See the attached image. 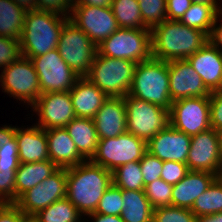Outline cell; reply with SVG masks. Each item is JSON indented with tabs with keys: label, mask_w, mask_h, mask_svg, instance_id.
Instances as JSON below:
<instances>
[{
	"label": "cell",
	"mask_w": 222,
	"mask_h": 222,
	"mask_svg": "<svg viewBox=\"0 0 222 222\" xmlns=\"http://www.w3.org/2000/svg\"><path fill=\"white\" fill-rule=\"evenodd\" d=\"M16 133V126H6L0 127V146L5 145L10 141Z\"/></svg>",
	"instance_id": "49"
},
{
	"label": "cell",
	"mask_w": 222,
	"mask_h": 222,
	"mask_svg": "<svg viewBox=\"0 0 222 222\" xmlns=\"http://www.w3.org/2000/svg\"><path fill=\"white\" fill-rule=\"evenodd\" d=\"M98 139L114 138L127 132L124 97H108L93 117Z\"/></svg>",
	"instance_id": "19"
},
{
	"label": "cell",
	"mask_w": 222,
	"mask_h": 222,
	"mask_svg": "<svg viewBox=\"0 0 222 222\" xmlns=\"http://www.w3.org/2000/svg\"><path fill=\"white\" fill-rule=\"evenodd\" d=\"M68 20L69 17L50 11H27L19 40L21 55L31 59L56 49Z\"/></svg>",
	"instance_id": "3"
},
{
	"label": "cell",
	"mask_w": 222,
	"mask_h": 222,
	"mask_svg": "<svg viewBox=\"0 0 222 222\" xmlns=\"http://www.w3.org/2000/svg\"><path fill=\"white\" fill-rule=\"evenodd\" d=\"M195 4H204L211 6L217 13L222 12V6H218V0H191Z\"/></svg>",
	"instance_id": "53"
},
{
	"label": "cell",
	"mask_w": 222,
	"mask_h": 222,
	"mask_svg": "<svg viewBox=\"0 0 222 222\" xmlns=\"http://www.w3.org/2000/svg\"><path fill=\"white\" fill-rule=\"evenodd\" d=\"M196 222H222V212L214 213L212 215L199 216Z\"/></svg>",
	"instance_id": "51"
},
{
	"label": "cell",
	"mask_w": 222,
	"mask_h": 222,
	"mask_svg": "<svg viewBox=\"0 0 222 222\" xmlns=\"http://www.w3.org/2000/svg\"><path fill=\"white\" fill-rule=\"evenodd\" d=\"M209 99L210 125L218 132L222 130V88L211 92Z\"/></svg>",
	"instance_id": "43"
},
{
	"label": "cell",
	"mask_w": 222,
	"mask_h": 222,
	"mask_svg": "<svg viewBox=\"0 0 222 222\" xmlns=\"http://www.w3.org/2000/svg\"><path fill=\"white\" fill-rule=\"evenodd\" d=\"M15 171L0 170V202H16Z\"/></svg>",
	"instance_id": "41"
},
{
	"label": "cell",
	"mask_w": 222,
	"mask_h": 222,
	"mask_svg": "<svg viewBox=\"0 0 222 222\" xmlns=\"http://www.w3.org/2000/svg\"><path fill=\"white\" fill-rule=\"evenodd\" d=\"M187 60L210 92L222 88V52L210 42L189 56Z\"/></svg>",
	"instance_id": "20"
},
{
	"label": "cell",
	"mask_w": 222,
	"mask_h": 222,
	"mask_svg": "<svg viewBox=\"0 0 222 222\" xmlns=\"http://www.w3.org/2000/svg\"><path fill=\"white\" fill-rule=\"evenodd\" d=\"M76 117L90 118L108 98L107 95L86 77H80L69 91Z\"/></svg>",
	"instance_id": "23"
},
{
	"label": "cell",
	"mask_w": 222,
	"mask_h": 222,
	"mask_svg": "<svg viewBox=\"0 0 222 222\" xmlns=\"http://www.w3.org/2000/svg\"><path fill=\"white\" fill-rule=\"evenodd\" d=\"M129 95L170 111L168 62L154 58L139 62Z\"/></svg>",
	"instance_id": "4"
},
{
	"label": "cell",
	"mask_w": 222,
	"mask_h": 222,
	"mask_svg": "<svg viewBox=\"0 0 222 222\" xmlns=\"http://www.w3.org/2000/svg\"><path fill=\"white\" fill-rule=\"evenodd\" d=\"M217 178L222 183V167H221V170L218 172Z\"/></svg>",
	"instance_id": "55"
},
{
	"label": "cell",
	"mask_w": 222,
	"mask_h": 222,
	"mask_svg": "<svg viewBox=\"0 0 222 222\" xmlns=\"http://www.w3.org/2000/svg\"><path fill=\"white\" fill-rule=\"evenodd\" d=\"M20 56L19 40L0 36V70L6 68Z\"/></svg>",
	"instance_id": "40"
},
{
	"label": "cell",
	"mask_w": 222,
	"mask_h": 222,
	"mask_svg": "<svg viewBox=\"0 0 222 222\" xmlns=\"http://www.w3.org/2000/svg\"><path fill=\"white\" fill-rule=\"evenodd\" d=\"M13 2L26 11L36 10V0H13Z\"/></svg>",
	"instance_id": "52"
},
{
	"label": "cell",
	"mask_w": 222,
	"mask_h": 222,
	"mask_svg": "<svg viewBox=\"0 0 222 222\" xmlns=\"http://www.w3.org/2000/svg\"><path fill=\"white\" fill-rule=\"evenodd\" d=\"M169 120L173 128L188 136L208 130L211 128L209 96L173 101L169 111Z\"/></svg>",
	"instance_id": "12"
},
{
	"label": "cell",
	"mask_w": 222,
	"mask_h": 222,
	"mask_svg": "<svg viewBox=\"0 0 222 222\" xmlns=\"http://www.w3.org/2000/svg\"><path fill=\"white\" fill-rule=\"evenodd\" d=\"M43 93L70 91L80 78L62 59L58 49L30 59Z\"/></svg>",
	"instance_id": "11"
},
{
	"label": "cell",
	"mask_w": 222,
	"mask_h": 222,
	"mask_svg": "<svg viewBox=\"0 0 222 222\" xmlns=\"http://www.w3.org/2000/svg\"><path fill=\"white\" fill-rule=\"evenodd\" d=\"M167 20H180L184 13L190 8L191 0H166Z\"/></svg>",
	"instance_id": "46"
},
{
	"label": "cell",
	"mask_w": 222,
	"mask_h": 222,
	"mask_svg": "<svg viewBox=\"0 0 222 222\" xmlns=\"http://www.w3.org/2000/svg\"><path fill=\"white\" fill-rule=\"evenodd\" d=\"M189 172L188 166L185 163L164 161L161 179L168 184L175 185L183 179Z\"/></svg>",
	"instance_id": "42"
},
{
	"label": "cell",
	"mask_w": 222,
	"mask_h": 222,
	"mask_svg": "<svg viewBox=\"0 0 222 222\" xmlns=\"http://www.w3.org/2000/svg\"><path fill=\"white\" fill-rule=\"evenodd\" d=\"M172 191L173 185L168 184L161 178L144 187V193L153 209L172 206Z\"/></svg>",
	"instance_id": "35"
},
{
	"label": "cell",
	"mask_w": 222,
	"mask_h": 222,
	"mask_svg": "<svg viewBox=\"0 0 222 222\" xmlns=\"http://www.w3.org/2000/svg\"><path fill=\"white\" fill-rule=\"evenodd\" d=\"M87 217H90L93 220L92 222H124L121 216L104 215L95 212L88 214Z\"/></svg>",
	"instance_id": "50"
},
{
	"label": "cell",
	"mask_w": 222,
	"mask_h": 222,
	"mask_svg": "<svg viewBox=\"0 0 222 222\" xmlns=\"http://www.w3.org/2000/svg\"><path fill=\"white\" fill-rule=\"evenodd\" d=\"M113 0H73L74 6L111 7Z\"/></svg>",
	"instance_id": "48"
},
{
	"label": "cell",
	"mask_w": 222,
	"mask_h": 222,
	"mask_svg": "<svg viewBox=\"0 0 222 222\" xmlns=\"http://www.w3.org/2000/svg\"><path fill=\"white\" fill-rule=\"evenodd\" d=\"M112 181L122 190L144 191V180L140 161L129 162L112 171Z\"/></svg>",
	"instance_id": "31"
},
{
	"label": "cell",
	"mask_w": 222,
	"mask_h": 222,
	"mask_svg": "<svg viewBox=\"0 0 222 222\" xmlns=\"http://www.w3.org/2000/svg\"><path fill=\"white\" fill-rule=\"evenodd\" d=\"M124 222H151L153 208L144 191L122 190Z\"/></svg>",
	"instance_id": "27"
},
{
	"label": "cell",
	"mask_w": 222,
	"mask_h": 222,
	"mask_svg": "<svg viewBox=\"0 0 222 222\" xmlns=\"http://www.w3.org/2000/svg\"><path fill=\"white\" fill-rule=\"evenodd\" d=\"M0 85L4 93L29 106L42 94L32 61L22 55L1 70Z\"/></svg>",
	"instance_id": "10"
},
{
	"label": "cell",
	"mask_w": 222,
	"mask_h": 222,
	"mask_svg": "<svg viewBox=\"0 0 222 222\" xmlns=\"http://www.w3.org/2000/svg\"><path fill=\"white\" fill-rule=\"evenodd\" d=\"M65 129L75 143L79 154L85 160H91L99 140L93 119L75 117L65 126Z\"/></svg>",
	"instance_id": "25"
},
{
	"label": "cell",
	"mask_w": 222,
	"mask_h": 222,
	"mask_svg": "<svg viewBox=\"0 0 222 222\" xmlns=\"http://www.w3.org/2000/svg\"><path fill=\"white\" fill-rule=\"evenodd\" d=\"M59 167L51 160L20 163L15 171L16 201L28 189L54 174Z\"/></svg>",
	"instance_id": "26"
},
{
	"label": "cell",
	"mask_w": 222,
	"mask_h": 222,
	"mask_svg": "<svg viewBox=\"0 0 222 222\" xmlns=\"http://www.w3.org/2000/svg\"><path fill=\"white\" fill-rule=\"evenodd\" d=\"M191 211L196 217L222 212V183L216 178L194 201Z\"/></svg>",
	"instance_id": "33"
},
{
	"label": "cell",
	"mask_w": 222,
	"mask_h": 222,
	"mask_svg": "<svg viewBox=\"0 0 222 222\" xmlns=\"http://www.w3.org/2000/svg\"><path fill=\"white\" fill-rule=\"evenodd\" d=\"M144 25L152 29L156 25L167 20L166 0H137Z\"/></svg>",
	"instance_id": "34"
},
{
	"label": "cell",
	"mask_w": 222,
	"mask_h": 222,
	"mask_svg": "<svg viewBox=\"0 0 222 222\" xmlns=\"http://www.w3.org/2000/svg\"><path fill=\"white\" fill-rule=\"evenodd\" d=\"M67 199L84 216L94 213L104 192L113 184L112 171L86 160L66 168Z\"/></svg>",
	"instance_id": "1"
},
{
	"label": "cell",
	"mask_w": 222,
	"mask_h": 222,
	"mask_svg": "<svg viewBox=\"0 0 222 222\" xmlns=\"http://www.w3.org/2000/svg\"><path fill=\"white\" fill-rule=\"evenodd\" d=\"M67 197L66 168H59L37 186L28 189L15 202L27 217H33L52 203Z\"/></svg>",
	"instance_id": "13"
},
{
	"label": "cell",
	"mask_w": 222,
	"mask_h": 222,
	"mask_svg": "<svg viewBox=\"0 0 222 222\" xmlns=\"http://www.w3.org/2000/svg\"><path fill=\"white\" fill-rule=\"evenodd\" d=\"M26 218L15 203L0 204V222H23Z\"/></svg>",
	"instance_id": "45"
},
{
	"label": "cell",
	"mask_w": 222,
	"mask_h": 222,
	"mask_svg": "<svg viewBox=\"0 0 222 222\" xmlns=\"http://www.w3.org/2000/svg\"><path fill=\"white\" fill-rule=\"evenodd\" d=\"M58 52L79 77H86L98 52L97 46L73 22L68 20L60 33Z\"/></svg>",
	"instance_id": "7"
},
{
	"label": "cell",
	"mask_w": 222,
	"mask_h": 222,
	"mask_svg": "<svg viewBox=\"0 0 222 222\" xmlns=\"http://www.w3.org/2000/svg\"><path fill=\"white\" fill-rule=\"evenodd\" d=\"M147 151L146 141L131 133L99 139L91 162L114 171L118 166L140 161Z\"/></svg>",
	"instance_id": "9"
},
{
	"label": "cell",
	"mask_w": 222,
	"mask_h": 222,
	"mask_svg": "<svg viewBox=\"0 0 222 222\" xmlns=\"http://www.w3.org/2000/svg\"><path fill=\"white\" fill-rule=\"evenodd\" d=\"M186 164L189 171H207L218 175L222 167V160L219 154L217 131L209 128L191 136Z\"/></svg>",
	"instance_id": "16"
},
{
	"label": "cell",
	"mask_w": 222,
	"mask_h": 222,
	"mask_svg": "<svg viewBox=\"0 0 222 222\" xmlns=\"http://www.w3.org/2000/svg\"><path fill=\"white\" fill-rule=\"evenodd\" d=\"M168 73L172 102L182 98L210 96L211 92L187 59L169 61Z\"/></svg>",
	"instance_id": "17"
},
{
	"label": "cell",
	"mask_w": 222,
	"mask_h": 222,
	"mask_svg": "<svg viewBox=\"0 0 222 222\" xmlns=\"http://www.w3.org/2000/svg\"><path fill=\"white\" fill-rule=\"evenodd\" d=\"M164 162L146 151L140 160L144 185L161 178V172Z\"/></svg>",
	"instance_id": "38"
},
{
	"label": "cell",
	"mask_w": 222,
	"mask_h": 222,
	"mask_svg": "<svg viewBox=\"0 0 222 222\" xmlns=\"http://www.w3.org/2000/svg\"><path fill=\"white\" fill-rule=\"evenodd\" d=\"M217 14L209 5L192 3L179 21L190 28L203 31L209 36Z\"/></svg>",
	"instance_id": "32"
},
{
	"label": "cell",
	"mask_w": 222,
	"mask_h": 222,
	"mask_svg": "<svg viewBox=\"0 0 222 222\" xmlns=\"http://www.w3.org/2000/svg\"><path fill=\"white\" fill-rule=\"evenodd\" d=\"M196 218L190 209L166 206L153 209L151 222H196Z\"/></svg>",
	"instance_id": "37"
},
{
	"label": "cell",
	"mask_w": 222,
	"mask_h": 222,
	"mask_svg": "<svg viewBox=\"0 0 222 222\" xmlns=\"http://www.w3.org/2000/svg\"><path fill=\"white\" fill-rule=\"evenodd\" d=\"M48 154L59 168H70L86 160L79 154L65 127L46 130Z\"/></svg>",
	"instance_id": "24"
},
{
	"label": "cell",
	"mask_w": 222,
	"mask_h": 222,
	"mask_svg": "<svg viewBox=\"0 0 222 222\" xmlns=\"http://www.w3.org/2000/svg\"><path fill=\"white\" fill-rule=\"evenodd\" d=\"M126 106L128 133L146 142L169 124V110L129 94L124 97Z\"/></svg>",
	"instance_id": "8"
},
{
	"label": "cell",
	"mask_w": 222,
	"mask_h": 222,
	"mask_svg": "<svg viewBox=\"0 0 222 222\" xmlns=\"http://www.w3.org/2000/svg\"><path fill=\"white\" fill-rule=\"evenodd\" d=\"M31 107L39 117L35 125L45 130L65 127L76 117L69 91L43 93Z\"/></svg>",
	"instance_id": "15"
},
{
	"label": "cell",
	"mask_w": 222,
	"mask_h": 222,
	"mask_svg": "<svg viewBox=\"0 0 222 222\" xmlns=\"http://www.w3.org/2000/svg\"><path fill=\"white\" fill-rule=\"evenodd\" d=\"M217 178L207 171H189L177 184L173 185L172 206L190 209L194 201L204 193Z\"/></svg>",
	"instance_id": "22"
},
{
	"label": "cell",
	"mask_w": 222,
	"mask_h": 222,
	"mask_svg": "<svg viewBox=\"0 0 222 222\" xmlns=\"http://www.w3.org/2000/svg\"><path fill=\"white\" fill-rule=\"evenodd\" d=\"M36 222H80L82 215L67 199L58 200L32 217Z\"/></svg>",
	"instance_id": "29"
},
{
	"label": "cell",
	"mask_w": 222,
	"mask_h": 222,
	"mask_svg": "<svg viewBox=\"0 0 222 222\" xmlns=\"http://www.w3.org/2000/svg\"><path fill=\"white\" fill-rule=\"evenodd\" d=\"M220 19H222V12L217 14L211 33L208 38L209 42L220 52H222V22L219 25L217 24Z\"/></svg>",
	"instance_id": "47"
},
{
	"label": "cell",
	"mask_w": 222,
	"mask_h": 222,
	"mask_svg": "<svg viewBox=\"0 0 222 222\" xmlns=\"http://www.w3.org/2000/svg\"><path fill=\"white\" fill-rule=\"evenodd\" d=\"M18 146L15 136L0 146V170L16 171L19 167Z\"/></svg>",
	"instance_id": "39"
},
{
	"label": "cell",
	"mask_w": 222,
	"mask_h": 222,
	"mask_svg": "<svg viewBox=\"0 0 222 222\" xmlns=\"http://www.w3.org/2000/svg\"><path fill=\"white\" fill-rule=\"evenodd\" d=\"M26 12L13 0H0V36L20 40Z\"/></svg>",
	"instance_id": "28"
},
{
	"label": "cell",
	"mask_w": 222,
	"mask_h": 222,
	"mask_svg": "<svg viewBox=\"0 0 222 222\" xmlns=\"http://www.w3.org/2000/svg\"><path fill=\"white\" fill-rule=\"evenodd\" d=\"M122 189L112 184L102 195L95 213L120 216L123 210Z\"/></svg>",
	"instance_id": "36"
},
{
	"label": "cell",
	"mask_w": 222,
	"mask_h": 222,
	"mask_svg": "<svg viewBox=\"0 0 222 222\" xmlns=\"http://www.w3.org/2000/svg\"><path fill=\"white\" fill-rule=\"evenodd\" d=\"M15 138L20 163H34L50 160L46 130L37 125L21 128L16 126Z\"/></svg>",
	"instance_id": "21"
},
{
	"label": "cell",
	"mask_w": 222,
	"mask_h": 222,
	"mask_svg": "<svg viewBox=\"0 0 222 222\" xmlns=\"http://www.w3.org/2000/svg\"><path fill=\"white\" fill-rule=\"evenodd\" d=\"M69 20L96 45H100L120 27L111 7L73 6Z\"/></svg>",
	"instance_id": "14"
},
{
	"label": "cell",
	"mask_w": 222,
	"mask_h": 222,
	"mask_svg": "<svg viewBox=\"0 0 222 222\" xmlns=\"http://www.w3.org/2000/svg\"><path fill=\"white\" fill-rule=\"evenodd\" d=\"M137 64L127 59L102 56L97 52L86 78L107 97H125L129 94Z\"/></svg>",
	"instance_id": "5"
},
{
	"label": "cell",
	"mask_w": 222,
	"mask_h": 222,
	"mask_svg": "<svg viewBox=\"0 0 222 222\" xmlns=\"http://www.w3.org/2000/svg\"><path fill=\"white\" fill-rule=\"evenodd\" d=\"M73 6V0H36V10L50 11L65 17H69Z\"/></svg>",
	"instance_id": "44"
},
{
	"label": "cell",
	"mask_w": 222,
	"mask_h": 222,
	"mask_svg": "<svg viewBox=\"0 0 222 222\" xmlns=\"http://www.w3.org/2000/svg\"><path fill=\"white\" fill-rule=\"evenodd\" d=\"M23 222H36L32 217H27Z\"/></svg>",
	"instance_id": "56"
},
{
	"label": "cell",
	"mask_w": 222,
	"mask_h": 222,
	"mask_svg": "<svg viewBox=\"0 0 222 222\" xmlns=\"http://www.w3.org/2000/svg\"><path fill=\"white\" fill-rule=\"evenodd\" d=\"M147 151L164 161L185 163L191 146V136L170 124L146 142Z\"/></svg>",
	"instance_id": "18"
},
{
	"label": "cell",
	"mask_w": 222,
	"mask_h": 222,
	"mask_svg": "<svg viewBox=\"0 0 222 222\" xmlns=\"http://www.w3.org/2000/svg\"><path fill=\"white\" fill-rule=\"evenodd\" d=\"M209 42L208 35L179 20H164L151 29L152 58L166 62L187 59Z\"/></svg>",
	"instance_id": "2"
},
{
	"label": "cell",
	"mask_w": 222,
	"mask_h": 222,
	"mask_svg": "<svg viewBox=\"0 0 222 222\" xmlns=\"http://www.w3.org/2000/svg\"><path fill=\"white\" fill-rule=\"evenodd\" d=\"M111 9L120 28L149 29L142 21L137 0H113Z\"/></svg>",
	"instance_id": "30"
},
{
	"label": "cell",
	"mask_w": 222,
	"mask_h": 222,
	"mask_svg": "<svg viewBox=\"0 0 222 222\" xmlns=\"http://www.w3.org/2000/svg\"><path fill=\"white\" fill-rule=\"evenodd\" d=\"M98 53L135 63L152 58L151 29H117L97 46Z\"/></svg>",
	"instance_id": "6"
},
{
	"label": "cell",
	"mask_w": 222,
	"mask_h": 222,
	"mask_svg": "<svg viewBox=\"0 0 222 222\" xmlns=\"http://www.w3.org/2000/svg\"><path fill=\"white\" fill-rule=\"evenodd\" d=\"M219 154L222 160V130L218 131Z\"/></svg>",
	"instance_id": "54"
}]
</instances>
